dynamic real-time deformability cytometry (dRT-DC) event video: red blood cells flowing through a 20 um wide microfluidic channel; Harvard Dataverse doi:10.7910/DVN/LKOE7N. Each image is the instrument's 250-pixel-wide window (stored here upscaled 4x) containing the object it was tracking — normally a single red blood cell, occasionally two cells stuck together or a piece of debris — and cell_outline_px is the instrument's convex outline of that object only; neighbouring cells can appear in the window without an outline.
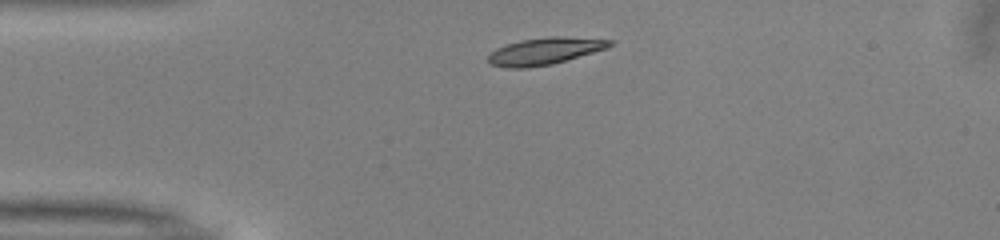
{"species": "common noctule bat (a hibernating species)", "species_latin": "Nyctalus noctula", "temperature_condition": "warm", "stored_images_in_passage": 29, "camera_frame_rate_fps": 3000, "um_per_image_px": 0.085, "animal": {"sex": "male", "body_mass_g": 13.0, "forearm_length_mm": 53.1}, "frame": {"image": 1, "passage_image": 1, "time_ms": 0.0, "image_size_px": [1000, 240], "cell_outline_px": [[612, 44], [608, 48], [552, 64], [528, 68], [508, 68], [492, 64], [488, 60], [488, 56], [496, 48], [520, 40], [548, 36], [560, 36], [612, 40]], "centroid_in_image_um": [46.3, 4.34], "position_along_channel_um": 38.7, "area_um2": 18.96}}
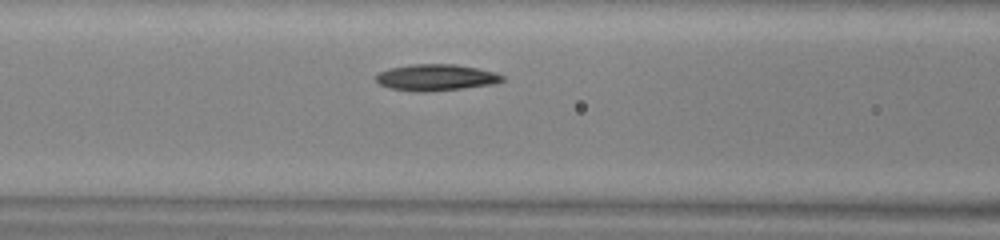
{"frame": {"image": 2, "passage_image": 10, "time_ms": 3.0, "image_size_px": [1000, 240], "cell_outline_px": [[504, 80], [496, 84], [464, 88], [424, 92], [416, 92], [388, 88], [380, 84], [376, 80], [376, 76], [380, 72], [388, 68], [412, 64], [456, 64], [476, 68], [492, 72], [504, 76]], "centroid_in_image_um": [37.04, 6.59], "position_along_channel_um": 129.6, "area_um2": 19.48}}
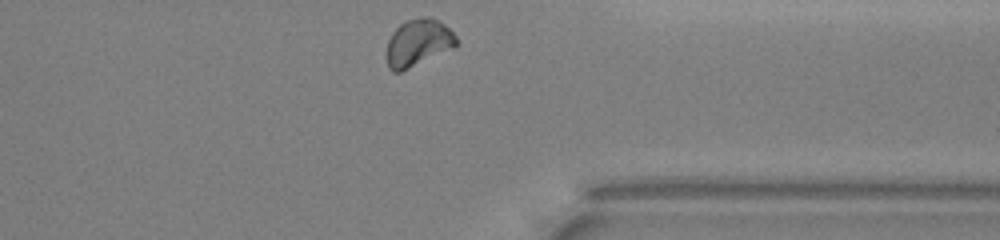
{"frame": {"image": 3, "passage_image": 29, "time_ms": 9.333, "image_size_px": [1000, 240], "cell_outline_px": [[456, 44], [400, 72], [392, 72], [388, 68], [388, 40], [392, 32], [404, 20], [420, 16], [432, 16], [444, 24], [456, 36]], "centroid_in_image_um": [35.49, 3.57], "position_along_channel_um": 375.9, "area_um2": 18.55}, "authors_computed_cell_mechanics": {"area_um2": 18.5538, "velocity_mm_per_s": 4.0016, "shape_relaxation_time_tau1_ms": 3.7784, "shape_relaxation_time_tau2_ms": null, "deformation_change_tau1": 0.1203, "deformation_change_tau2": null}}